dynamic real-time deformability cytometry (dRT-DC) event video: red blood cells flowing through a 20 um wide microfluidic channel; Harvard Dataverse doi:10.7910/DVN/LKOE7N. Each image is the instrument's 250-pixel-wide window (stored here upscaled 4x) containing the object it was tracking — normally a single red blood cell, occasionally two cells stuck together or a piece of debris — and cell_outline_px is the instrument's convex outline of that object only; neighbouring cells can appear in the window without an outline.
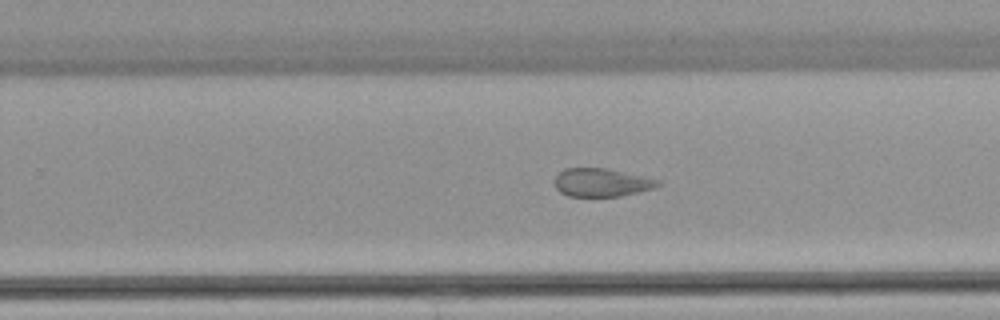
{"species": "common noctule bat (a hibernating species)", "species_latin": "Nyctalus noctula", "temperature_condition": "warm", "stored_images_in_passage": 15, "segment_of_instrument_passage": [2, 2], "camera_frame_rate_fps": 3000, "um_per_image_px": 0.085, "animal": {"sex": "female", "body_mass_g": 22.7, "forearm_length_mm": 54.2}, "frame": {"image": 1, "passage_image": 13, "time_ms": 4.0, "image_size_px": [1000, 320], "cell_outline_px": [[660, 184], [656, 188], [620, 196], [568, 196], [560, 192], [556, 188], [556, 176], [564, 168], [608, 168], [644, 176], [660, 180]], "centroid_in_image_um": [51.16, 15.51], "position_along_channel_um": 278.6, "area_um2": 16.99}}